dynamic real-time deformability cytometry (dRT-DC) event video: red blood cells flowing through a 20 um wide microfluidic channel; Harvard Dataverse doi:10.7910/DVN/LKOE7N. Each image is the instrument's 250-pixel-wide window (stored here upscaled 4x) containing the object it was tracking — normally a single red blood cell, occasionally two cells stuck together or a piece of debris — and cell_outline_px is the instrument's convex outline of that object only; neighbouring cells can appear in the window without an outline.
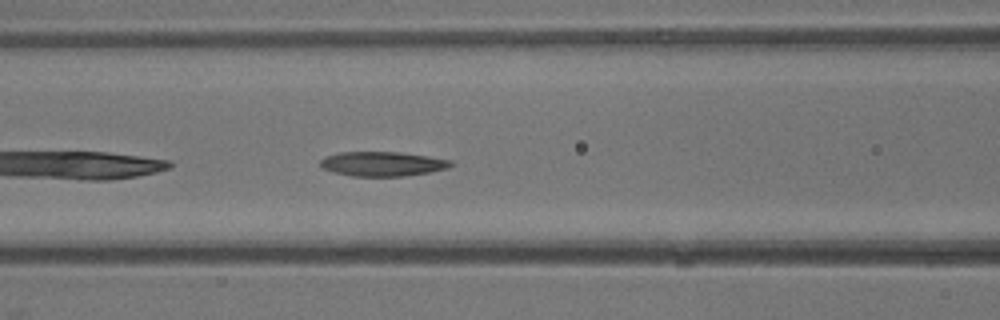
{"species": "common noctule bat (a hibernating species)", "species_latin": "Nyctalus noctula", "temperature_condition": "warm", "stored_images_in_passage": 14, "camera_frame_rate_fps": 3000, "um_per_image_px": 0.085, "animal": {"sex": "male", "body_mass_g": 13.3}, "frame": {"image": 1, "passage_image": 12, "time_ms": 3.667, "image_size_px": [1000, 320], "cell_outline_px": [[452, 164], [448, 168], [428, 172], [404, 176], [352, 176], [320, 168], [320, 160], [324, 156], [340, 152], [400, 152], [428, 156], [452, 160]], "centroid_in_image_um": [32.48, 13.92], "position_along_channel_um": 134.1, "area_um2": 18.61}}
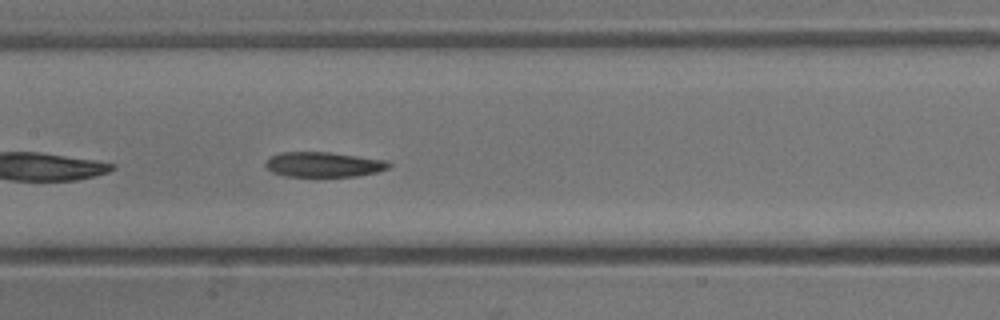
{"frame": {"image": 2, "passage_image": 14, "time_ms": 4.333, "image_size_px": [1000, 320], "cell_outline_px": [[392, 164], [388, 168], [376, 172], [356, 176], [284, 176], [272, 172], [264, 164], [268, 156], [280, 152], [328, 152], [388, 160]], "centroid_in_image_um": [27.48, 13.97], "position_along_channel_um": 179.9, "area_um2": 18.03}}